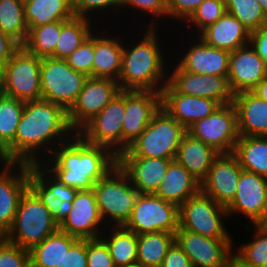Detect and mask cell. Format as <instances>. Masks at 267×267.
Here are the masks:
<instances>
[{
  "label": "cell",
  "instance_id": "1",
  "mask_svg": "<svg viewBox=\"0 0 267 267\" xmlns=\"http://www.w3.org/2000/svg\"><path fill=\"white\" fill-rule=\"evenodd\" d=\"M75 134L64 108L43 99L27 101L14 141L0 154V162L41 163Z\"/></svg>",
  "mask_w": 267,
  "mask_h": 267
},
{
  "label": "cell",
  "instance_id": "2",
  "mask_svg": "<svg viewBox=\"0 0 267 267\" xmlns=\"http://www.w3.org/2000/svg\"><path fill=\"white\" fill-rule=\"evenodd\" d=\"M132 28L126 27L124 29L122 70L118 79L119 87L121 90L161 92L168 81V66L172 55L171 43L168 42L169 48L165 46L167 44L166 31H164V28L144 27L143 29V27H140L139 30V27ZM127 29H130V32H125ZM159 29L164 31L165 37ZM168 49L170 50L168 51Z\"/></svg>",
  "mask_w": 267,
  "mask_h": 267
},
{
  "label": "cell",
  "instance_id": "3",
  "mask_svg": "<svg viewBox=\"0 0 267 267\" xmlns=\"http://www.w3.org/2000/svg\"><path fill=\"white\" fill-rule=\"evenodd\" d=\"M41 164L66 186L92 190L118 165V156L109 148L87 143L76 133L56 146Z\"/></svg>",
  "mask_w": 267,
  "mask_h": 267
},
{
  "label": "cell",
  "instance_id": "4",
  "mask_svg": "<svg viewBox=\"0 0 267 267\" xmlns=\"http://www.w3.org/2000/svg\"><path fill=\"white\" fill-rule=\"evenodd\" d=\"M186 132L187 130L160 106L147 127L118 157L175 160Z\"/></svg>",
  "mask_w": 267,
  "mask_h": 267
},
{
  "label": "cell",
  "instance_id": "5",
  "mask_svg": "<svg viewBox=\"0 0 267 267\" xmlns=\"http://www.w3.org/2000/svg\"><path fill=\"white\" fill-rule=\"evenodd\" d=\"M93 190L104 224L124 226L140 194L128 175L117 165L94 185Z\"/></svg>",
  "mask_w": 267,
  "mask_h": 267
},
{
  "label": "cell",
  "instance_id": "6",
  "mask_svg": "<svg viewBox=\"0 0 267 267\" xmlns=\"http://www.w3.org/2000/svg\"><path fill=\"white\" fill-rule=\"evenodd\" d=\"M59 229L38 196L28 188L20 199L10 230L4 236L9 242L30 250Z\"/></svg>",
  "mask_w": 267,
  "mask_h": 267
},
{
  "label": "cell",
  "instance_id": "7",
  "mask_svg": "<svg viewBox=\"0 0 267 267\" xmlns=\"http://www.w3.org/2000/svg\"><path fill=\"white\" fill-rule=\"evenodd\" d=\"M179 228L210 238H233L225 206L201 190L178 207ZM226 220V222H225Z\"/></svg>",
  "mask_w": 267,
  "mask_h": 267
},
{
  "label": "cell",
  "instance_id": "8",
  "mask_svg": "<svg viewBox=\"0 0 267 267\" xmlns=\"http://www.w3.org/2000/svg\"><path fill=\"white\" fill-rule=\"evenodd\" d=\"M175 30V36L173 37L174 41L176 40L177 42L181 35L182 37H180L181 39L178 40V43H174L173 38L171 39L173 42L171 46L175 45L173 49H176L177 51V53L176 51L174 52L175 55L172 52L171 59L182 70L200 75L228 76L229 58L231 52L224 49L212 47L211 45H208L203 40H201L197 35H189L187 37V34H184V36L182 32H180L181 34L179 33L178 35V29ZM176 34L177 36H179L177 37V39L175 38Z\"/></svg>",
  "mask_w": 267,
  "mask_h": 267
},
{
  "label": "cell",
  "instance_id": "9",
  "mask_svg": "<svg viewBox=\"0 0 267 267\" xmlns=\"http://www.w3.org/2000/svg\"><path fill=\"white\" fill-rule=\"evenodd\" d=\"M88 76L72 69L63 59L42 58L41 99L51 101L67 112L77 100Z\"/></svg>",
  "mask_w": 267,
  "mask_h": 267
},
{
  "label": "cell",
  "instance_id": "10",
  "mask_svg": "<svg viewBox=\"0 0 267 267\" xmlns=\"http://www.w3.org/2000/svg\"><path fill=\"white\" fill-rule=\"evenodd\" d=\"M42 58L22 46L4 64L1 93L27 102L41 99L40 69Z\"/></svg>",
  "mask_w": 267,
  "mask_h": 267
},
{
  "label": "cell",
  "instance_id": "11",
  "mask_svg": "<svg viewBox=\"0 0 267 267\" xmlns=\"http://www.w3.org/2000/svg\"><path fill=\"white\" fill-rule=\"evenodd\" d=\"M187 132L219 154L233 153L239 139L237 111L234 104H221L211 115L191 125Z\"/></svg>",
  "mask_w": 267,
  "mask_h": 267
},
{
  "label": "cell",
  "instance_id": "12",
  "mask_svg": "<svg viewBox=\"0 0 267 267\" xmlns=\"http://www.w3.org/2000/svg\"><path fill=\"white\" fill-rule=\"evenodd\" d=\"M124 114L125 90H121L77 134L87 143L109 148L116 156H119L122 153V123Z\"/></svg>",
  "mask_w": 267,
  "mask_h": 267
},
{
  "label": "cell",
  "instance_id": "13",
  "mask_svg": "<svg viewBox=\"0 0 267 267\" xmlns=\"http://www.w3.org/2000/svg\"><path fill=\"white\" fill-rule=\"evenodd\" d=\"M124 227L135 234L175 233L179 228L178 206L154 194H139Z\"/></svg>",
  "mask_w": 267,
  "mask_h": 267
},
{
  "label": "cell",
  "instance_id": "14",
  "mask_svg": "<svg viewBox=\"0 0 267 267\" xmlns=\"http://www.w3.org/2000/svg\"><path fill=\"white\" fill-rule=\"evenodd\" d=\"M210 238L177 229L175 241L188 256L193 267H226L234 253L236 238Z\"/></svg>",
  "mask_w": 267,
  "mask_h": 267
},
{
  "label": "cell",
  "instance_id": "15",
  "mask_svg": "<svg viewBox=\"0 0 267 267\" xmlns=\"http://www.w3.org/2000/svg\"><path fill=\"white\" fill-rule=\"evenodd\" d=\"M29 188L49 210L58 226L70 212L78 191L61 183L41 163H30Z\"/></svg>",
  "mask_w": 267,
  "mask_h": 267
},
{
  "label": "cell",
  "instance_id": "16",
  "mask_svg": "<svg viewBox=\"0 0 267 267\" xmlns=\"http://www.w3.org/2000/svg\"><path fill=\"white\" fill-rule=\"evenodd\" d=\"M267 208V177L242 169L235 198L226 207L231 218L243 217L245 225L257 224L265 215ZM250 221V222H249Z\"/></svg>",
  "mask_w": 267,
  "mask_h": 267
},
{
  "label": "cell",
  "instance_id": "17",
  "mask_svg": "<svg viewBox=\"0 0 267 267\" xmlns=\"http://www.w3.org/2000/svg\"><path fill=\"white\" fill-rule=\"evenodd\" d=\"M120 91L118 82L113 79L88 77L76 102L68 111L71 128L77 133L89 120L101 112Z\"/></svg>",
  "mask_w": 267,
  "mask_h": 267
},
{
  "label": "cell",
  "instance_id": "18",
  "mask_svg": "<svg viewBox=\"0 0 267 267\" xmlns=\"http://www.w3.org/2000/svg\"><path fill=\"white\" fill-rule=\"evenodd\" d=\"M168 67L167 82L177 92L189 96L211 98L220 105L233 103L234 94L230 89L228 76L190 73L182 70L172 59Z\"/></svg>",
  "mask_w": 267,
  "mask_h": 267
},
{
  "label": "cell",
  "instance_id": "19",
  "mask_svg": "<svg viewBox=\"0 0 267 267\" xmlns=\"http://www.w3.org/2000/svg\"><path fill=\"white\" fill-rule=\"evenodd\" d=\"M29 163L0 162V236L10 230L21 197L29 188Z\"/></svg>",
  "mask_w": 267,
  "mask_h": 267
},
{
  "label": "cell",
  "instance_id": "20",
  "mask_svg": "<svg viewBox=\"0 0 267 267\" xmlns=\"http://www.w3.org/2000/svg\"><path fill=\"white\" fill-rule=\"evenodd\" d=\"M122 24V27L118 24L115 27L99 25L94 30L92 78H110L118 82L122 70L123 35L121 34L124 33V27L129 26L124 22Z\"/></svg>",
  "mask_w": 267,
  "mask_h": 267
},
{
  "label": "cell",
  "instance_id": "21",
  "mask_svg": "<svg viewBox=\"0 0 267 267\" xmlns=\"http://www.w3.org/2000/svg\"><path fill=\"white\" fill-rule=\"evenodd\" d=\"M106 228L93 189L77 191L70 212L59 225L61 231L78 239H98Z\"/></svg>",
  "mask_w": 267,
  "mask_h": 267
},
{
  "label": "cell",
  "instance_id": "22",
  "mask_svg": "<svg viewBox=\"0 0 267 267\" xmlns=\"http://www.w3.org/2000/svg\"><path fill=\"white\" fill-rule=\"evenodd\" d=\"M161 106V92L125 90V114L122 123V152L142 133Z\"/></svg>",
  "mask_w": 267,
  "mask_h": 267
},
{
  "label": "cell",
  "instance_id": "23",
  "mask_svg": "<svg viewBox=\"0 0 267 267\" xmlns=\"http://www.w3.org/2000/svg\"><path fill=\"white\" fill-rule=\"evenodd\" d=\"M242 169L233 153L219 154L213 160L207 177L200 183L201 191L227 207L235 198Z\"/></svg>",
  "mask_w": 267,
  "mask_h": 267
},
{
  "label": "cell",
  "instance_id": "24",
  "mask_svg": "<svg viewBox=\"0 0 267 267\" xmlns=\"http://www.w3.org/2000/svg\"><path fill=\"white\" fill-rule=\"evenodd\" d=\"M265 77L267 63L250 43L230 53L228 81L234 95L252 91Z\"/></svg>",
  "mask_w": 267,
  "mask_h": 267
},
{
  "label": "cell",
  "instance_id": "25",
  "mask_svg": "<svg viewBox=\"0 0 267 267\" xmlns=\"http://www.w3.org/2000/svg\"><path fill=\"white\" fill-rule=\"evenodd\" d=\"M219 106L214 99L177 92L168 82L161 90V107L186 130L196 121L211 115Z\"/></svg>",
  "mask_w": 267,
  "mask_h": 267
},
{
  "label": "cell",
  "instance_id": "26",
  "mask_svg": "<svg viewBox=\"0 0 267 267\" xmlns=\"http://www.w3.org/2000/svg\"><path fill=\"white\" fill-rule=\"evenodd\" d=\"M172 159L118 157V165L140 194H154Z\"/></svg>",
  "mask_w": 267,
  "mask_h": 267
},
{
  "label": "cell",
  "instance_id": "27",
  "mask_svg": "<svg viewBox=\"0 0 267 267\" xmlns=\"http://www.w3.org/2000/svg\"><path fill=\"white\" fill-rule=\"evenodd\" d=\"M239 136H267V101L252 91L234 95Z\"/></svg>",
  "mask_w": 267,
  "mask_h": 267
},
{
  "label": "cell",
  "instance_id": "28",
  "mask_svg": "<svg viewBox=\"0 0 267 267\" xmlns=\"http://www.w3.org/2000/svg\"><path fill=\"white\" fill-rule=\"evenodd\" d=\"M208 45L232 52L250 42L249 30L228 12L197 35Z\"/></svg>",
  "mask_w": 267,
  "mask_h": 267
},
{
  "label": "cell",
  "instance_id": "29",
  "mask_svg": "<svg viewBox=\"0 0 267 267\" xmlns=\"http://www.w3.org/2000/svg\"><path fill=\"white\" fill-rule=\"evenodd\" d=\"M200 190V182L175 159L170 162L163 180L154 195L179 207Z\"/></svg>",
  "mask_w": 267,
  "mask_h": 267
},
{
  "label": "cell",
  "instance_id": "30",
  "mask_svg": "<svg viewBox=\"0 0 267 267\" xmlns=\"http://www.w3.org/2000/svg\"><path fill=\"white\" fill-rule=\"evenodd\" d=\"M218 155L212 147L186 132L178 148L176 160L201 183Z\"/></svg>",
  "mask_w": 267,
  "mask_h": 267
},
{
  "label": "cell",
  "instance_id": "31",
  "mask_svg": "<svg viewBox=\"0 0 267 267\" xmlns=\"http://www.w3.org/2000/svg\"><path fill=\"white\" fill-rule=\"evenodd\" d=\"M125 13H127V14H125ZM121 14L127 18L125 20V17H124V20L122 19L121 22L122 21L126 22L127 20L129 21V19H131V20L133 19L132 22L130 23V26L133 23H135V24H133V25H135V27L139 26V28L140 27H143V28L144 27L145 28L146 27H148V28L149 27L150 28H160L161 27L162 28V26H163V28L169 29V31H167V33L170 34V36H172V33L174 32L167 26L168 23H165V21L166 22L168 21L167 0H120V17L123 18V16ZM142 15H143V17H142ZM131 16H132V18H131ZM134 18H135V20L137 19L138 21L136 20V22H134L135 21ZM139 21L141 23H137ZM164 24L166 27L164 26Z\"/></svg>",
  "mask_w": 267,
  "mask_h": 267
},
{
  "label": "cell",
  "instance_id": "32",
  "mask_svg": "<svg viewBox=\"0 0 267 267\" xmlns=\"http://www.w3.org/2000/svg\"><path fill=\"white\" fill-rule=\"evenodd\" d=\"M75 16L73 0H24V18L28 28Z\"/></svg>",
  "mask_w": 267,
  "mask_h": 267
},
{
  "label": "cell",
  "instance_id": "33",
  "mask_svg": "<svg viewBox=\"0 0 267 267\" xmlns=\"http://www.w3.org/2000/svg\"><path fill=\"white\" fill-rule=\"evenodd\" d=\"M78 238L58 229L29 250L31 267H57Z\"/></svg>",
  "mask_w": 267,
  "mask_h": 267
},
{
  "label": "cell",
  "instance_id": "34",
  "mask_svg": "<svg viewBox=\"0 0 267 267\" xmlns=\"http://www.w3.org/2000/svg\"><path fill=\"white\" fill-rule=\"evenodd\" d=\"M98 26L95 21L79 16L62 20V28L55 46L54 58L65 60Z\"/></svg>",
  "mask_w": 267,
  "mask_h": 267
},
{
  "label": "cell",
  "instance_id": "35",
  "mask_svg": "<svg viewBox=\"0 0 267 267\" xmlns=\"http://www.w3.org/2000/svg\"><path fill=\"white\" fill-rule=\"evenodd\" d=\"M233 154L244 170L267 177V136H239Z\"/></svg>",
  "mask_w": 267,
  "mask_h": 267
},
{
  "label": "cell",
  "instance_id": "36",
  "mask_svg": "<svg viewBox=\"0 0 267 267\" xmlns=\"http://www.w3.org/2000/svg\"><path fill=\"white\" fill-rule=\"evenodd\" d=\"M100 238L107 245L116 267L137 261V234L124 226H107Z\"/></svg>",
  "mask_w": 267,
  "mask_h": 267
},
{
  "label": "cell",
  "instance_id": "37",
  "mask_svg": "<svg viewBox=\"0 0 267 267\" xmlns=\"http://www.w3.org/2000/svg\"><path fill=\"white\" fill-rule=\"evenodd\" d=\"M174 241L175 233L164 231L137 235V261L145 267H160Z\"/></svg>",
  "mask_w": 267,
  "mask_h": 267
},
{
  "label": "cell",
  "instance_id": "38",
  "mask_svg": "<svg viewBox=\"0 0 267 267\" xmlns=\"http://www.w3.org/2000/svg\"><path fill=\"white\" fill-rule=\"evenodd\" d=\"M0 31L22 46L28 35L24 0H0Z\"/></svg>",
  "mask_w": 267,
  "mask_h": 267
},
{
  "label": "cell",
  "instance_id": "39",
  "mask_svg": "<svg viewBox=\"0 0 267 267\" xmlns=\"http://www.w3.org/2000/svg\"><path fill=\"white\" fill-rule=\"evenodd\" d=\"M62 28V20L38 27L28 28V35L22 47L40 58H54L55 46Z\"/></svg>",
  "mask_w": 267,
  "mask_h": 267
},
{
  "label": "cell",
  "instance_id": "40",
  "mask_svg": "<svg viewBox=\"0 0 267 267\" xmlns=\"http://www.w3.org/2000/svg\"><path fill=\"white\" fill-rule=\"evenodd\" d=\"M243 227L246 233L252 235L249 239H253L244 241L246 243H237L240 246L234 248V254L247 265L264 266L267 263V231L258 224H248Z\"/></svg>",
  "mask_w": 267,
  "mask_h": 267
},
{
  "label": "cell",
  "instance_id": "41",
  "mask_svg": "<svg viewBox=\"0 0 267 267\" xmlns=\"http://www.w3.org/2000/svg\"><path fill=\"white\" fill-rule=\"evenodd\" d=\"M73 11L75 16L91 19L98 25L101 24L104 26L105 24L108 26H115L117 25V21H119L118 24H120L118 26L122 25V18L117 17V15L120 16V0H73ZM105 21L111 24L108 22L105 23Z\"/></svg>",
  "mask_w": 267,
  "mask_h": 267
},
{
  "label": "cell",
  "instance_id": "42",
  "mask_svg": "<svg viewBox=\"0 0 267 267\" xmlns=\"http://www.w3.org/2000/svg\"><path fill=\"white\" fill-rule=\"evenodd\" d=\"M25 102L0 92V154L14 141Z\"/></svg>",
  "mask_w": 267,
  "mask_h": 267
},
{
  "label": "cell",
  "instance_id": "43",
  "mask_svg": "<svg viewBox=\"0 0 267 267\" xmlns=\"http://www.w3.org/2000/svg\"><path fill=\"white\" fill-rule=\"evenodd\" d=\"M225 12L224 3L218 0H204L181 26H177L178 33L198 35L206 27L220 19Z\"/></svg>",
  "mask_w": 267,
  "mask_h": 267
},
{
  "label": "cell",
  "instance_id": "44",
  "mask_svg": "<svg viewBox=\"0 0 267 267\" xmlns=\"http://www.w3.org/2000/svg\"><path fill=\"white\" fill-rule=\"evenodd\" d=\"M226 12L236 17L249 32L267 27V19L258 0H228Z\"/></svg>",
  "mask_w": 267,
  "mask_h": 267
},
{
  "label": "cell",
  "instance_id": "45",
  "mask_svg": "<svg viewBox=\"0 0 267 267\" xmlns=\"http://www.w3.org/2000/svg\"><path fill=\"white\" fill-rule=\"evenodd\" d=\"M93 58L94 32L65 60L75 71L84 73L88 77H92Z\"/></svg>",
  "mask_w": 267,
  "mask_h": 267
},
{
  "label": "cell",
  "instance_id": "46",
  "mask_svg": "<svg viewBox=\"0 0 267 267\" xmlns=\"http://www.w3.org/2000/svg\"><path fill=\"white\" fill-rule=\"evenodd\" d=\"M0 267H31L29 250L1 237Z\"/></svg>",
  "mask_w": 267,
  "mask_h": 267
},
{
  "label": "cell",
  "instance_id": "47",
  "mask_svg": "<svg viewBox=\"0 0 267 267\" xmlns=\"http://www.w3.org/2000/svg\"><path fill=\"white\" fill-rule=\"evenodd\" d=\"M204 0H167V15L168 21L167 22L171 30L176 29L175 26H181L197 9V7L203 2ZM176 21V22H175ZM180 22V24H179ZM173 27H175L173 29Z\"/></svg>",
  "mask_w": 267,
  "mask_h": 267
},
{
  "label": "cell",
  "instance_id": "48",
  "mask_svg": "<svg viewBox=\"0 0 267 267\" xmlns=\"http://www.w3.org/2000/svg\"><path fill=\"white\" fill-rule=\"evenodd\" d=\"M88 267H116L110 251L101 239H87Z\"/></svg>",
  "mask_w": 267,
  "mask_h": 267
},
{
  "label": "cell",
  "instance_id": "49",
  "mask_svg": "<svg viewBox=\"0 0 267 267\" xmlns=\"http://www.w3.org/2000/svg\"><path fill=\"white\" fill-rule=\"evenodd\" d=\"M57 267H88L87 239H78L68 251H65Z\"/></svg>",
  "mask_w": 267,
  "mask_h": 267
},
{
  "label": "cell",
  "instance_id": "50",
  "mask_svg": "<svg viewBox=\"0 0 267 267\" xmlns=\"http://www.w3.org/2000/svg\"><path fill=\"white\" fill-rule=\"evenodd\" d=\"M160 267H193L188 256L176 241L168 248V251Z\"/></svg>",
  "mask_w": 267,
  "mask_h": 267
},
{
  "label": "cell",
  "instance_id": "51",
  "mask_svg": "<svg viewBox=\"0 0 267 267\" xmlns=\"http://www.w3.org/2000/svg\"><path fill=\"white\" fill-rule=\"evenodd\" d=\"M249 43L267 63V27L250 32Z\"/></svg>",
  "mask_w": 267,
  "mask_h": 267
},
{
  "label": "cell",
  "instance_id": "52",
  "mask_svg": "<svg viewBox=\"0 0 267 267\" xmlns=\"http://www.w3.org/2000/svg\"><path fill=\"white\" fill-rule=\"evenodd\" d=\"M21 46L11 37L0 31V61L4 64Z\"/></svg>",
  "mask_w": 267,
  "mask_h": 267
},
{
  "label": "cell",
  "instance_id": "53",
  "mask_svg": "<svg viewBox=\"0 0 267 267\" xmlns=\"http://www.w3.org/2000/svg\"><path fill=\"white\" fill-rule=\"evenodd\" d=\"M252 92L259 98L267 101V77L262 79L257 86L252 90Z\"/></svg>",
  "mask_w": 267,
  "mask_h": 267
},
{
  "label": "cell",
  "instance_id": "54",
  "mask_svg": "<svg viewBox=\"0 0 267 267\" xmlns=\"http://www.w3.org/2000/svg\"><path fill=\"white\" fill-rule=\"evenodd\" d=\"M226 267H253L244 263L234 253L229 257Z\"/></svg>",
  "mask_w": 267,
  "mask_h": 267
},
{
  "label": "cell",
  "instance_id": "55",
  "mask_svg": "<svg viewBox=\"0 0 267 267\" xmlns=\"http://www.w3.org/2000/svg\"><path fill=\"white\" fill-rule=\"evenodd\" d=\"M257 224L267 231V208L264 217Z\"/></svg>",
  "mask_w": 267,
  "mask_h": 267
},
{
  "label": "cell",
  "instance_id": "56",
  "mask_svg": "<svg viewBox=\"0 0 267 267\" xmlns=\"http://www.w3.org/2000/svg\"><path fill=\"white\" fill-rule=\"evenodd\" d=\"M4 82V63L0 61V91Z\"/></svg>",
  "mask_w": 267,
  "mask_h": 267
},
{
  "label": "cell",
  "instance_id": "57",
  "mask_svg": "<svg viewBox=\"0 0 267 267\" xmlns=\"http://www.w3.org/2000/svg\"><path fill=\"white\" fill-rule=\"evenodd\" d=\"M258 1L261 4L265 18L267 19V0H258Z\"/></svg>",
  "mask_w": 267,
  "mask_h": 267
},
{
  "label": "cell",
  "instance_id": "58",
  "mask_svg": "<svg viewBox=\"0 0 267 267\" xmlns=\"http://www.w3.org/2000/svg\"><path fill=\"white\" fill-rule=\"evenodd\" d=\"M123 267H145V266L142 263L135 261Z\"/></svg>",
  "mask_w": 267,
  "mask_h": 267
},
{
  "label": "cell",
  "instance_id": "59",
  "mask_svg": "<svg viewBox=\"0 0 267 267\" xmlns=\"http://www.w3.org/2000/svg\"><path fill=\"white\" fill-rule=\"evenodd\" d=\"M218 1H220V2H222V3H224V4H226L228 0H218Z\"/></svg>",
  "mask_w": 267,
  "mask_h": 267
}]
</instances>
